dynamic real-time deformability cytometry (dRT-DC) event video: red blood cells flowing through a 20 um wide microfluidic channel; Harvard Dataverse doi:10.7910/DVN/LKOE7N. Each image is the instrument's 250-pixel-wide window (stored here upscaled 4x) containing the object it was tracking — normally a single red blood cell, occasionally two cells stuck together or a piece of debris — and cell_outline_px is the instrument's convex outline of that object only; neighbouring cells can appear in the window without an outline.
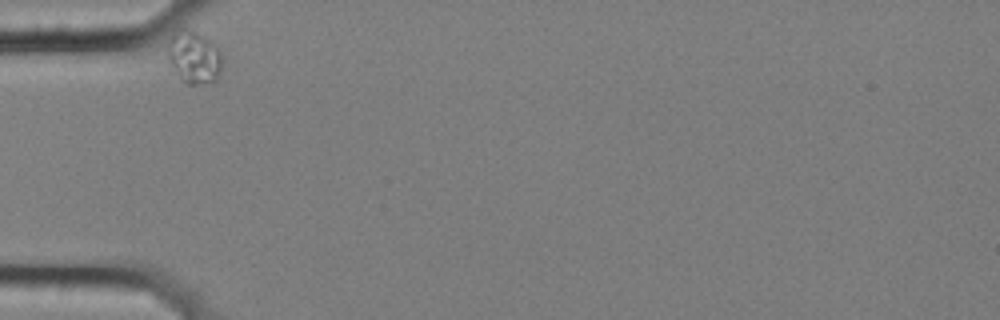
{"species": "common noctule bat (a hibernating species)", "species_latin": "Nyctalus noctula", "temperature_condition": "cold", "stored_images_in_passage": 33, "camera_frame_rate_fps": 3000, "um_per_image_px": 0.085, "animal": {"sex": "female", "body_mass_g": 25.1}, "frame": {"image": 1, "passage_image": 1, "time_ms": 0.0, "image_size_px": [1000, 320], "cell_outline_px": [[220, 76], [216, 80], [196, 84], [188, 84], [180, 76], [168, 60], [168, 40], [180, 28], [204, 36], [212, 40], [216, 44], [220, 52]], "centroid_in_image_um": [16.5, 4.85], "position_along_channel_um": 68.5, "area_um2": 16.18}}
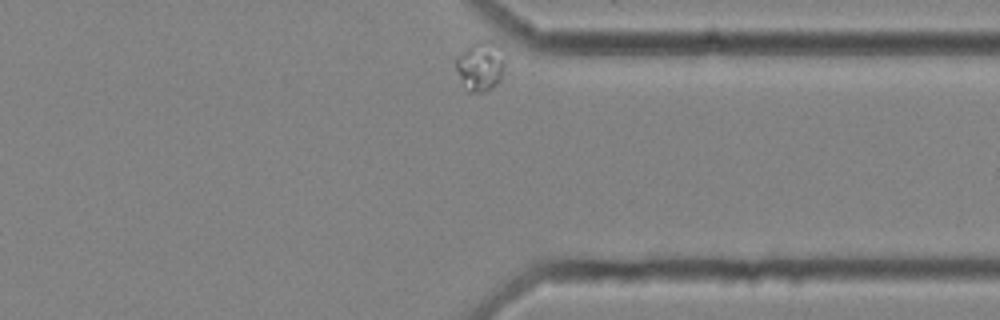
{"frame": {"image": 2, "passage_image": 33, "time_ms": 10.667, "image_size_px": [1000, 320], "cell_outline_px": [[504, 64], [500, 80], [496, 84], [480, 92], [468, 92], [456, 68], [456, 60], [476, 40], [492, 40], [500, 44], [504, 48]], "centroid_in_image_um": [40.9, 5.55], "position_along_channel_um": 370.5, "area_um2": 13.93}}